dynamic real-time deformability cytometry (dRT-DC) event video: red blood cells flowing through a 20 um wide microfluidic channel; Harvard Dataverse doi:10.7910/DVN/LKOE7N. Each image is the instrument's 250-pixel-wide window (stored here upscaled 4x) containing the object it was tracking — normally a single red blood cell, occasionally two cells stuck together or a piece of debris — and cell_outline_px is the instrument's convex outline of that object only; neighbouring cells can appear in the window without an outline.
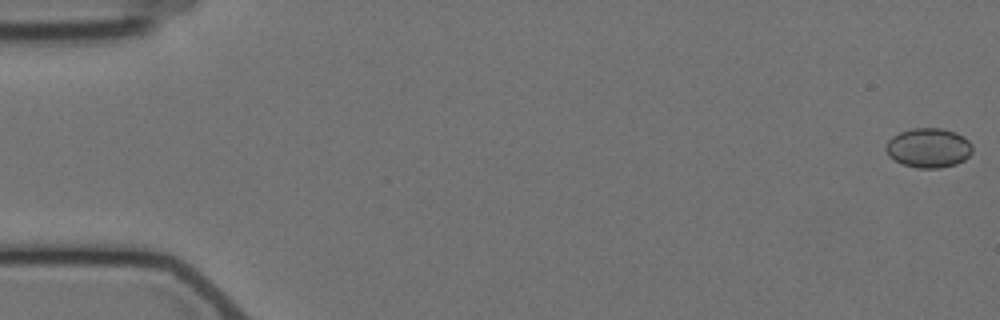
{"species": "Egyptian fruit bat (a non-hibernating species)", "species_latin": "Rousettus aegyptiacus", "temperature_condition": "cold", "stored_images_in_passage": 5, "camera_frame_rate_fps": 3000, "um_per_image_px": 0.085, "animal": {"sex": "female"}, "frame": {"image": 1, "passage_image": 1, "time_ms": 0.0, "image_size_px": [1000, 320], "cell_outline_px": [[972, 152], [964, 160], [956, 164], [940, 168], [916, 168], [904, 164], [888, 156], [884, 148], [888, 140], [892, 136], [900, 132], [912, 128], [940, 128], [956, 132], [964, 136], [972, 144]], "centroid_in_image_um": [78.93, 12.56], "position_along_channel_um": 6.1, "area_um2": 20.06}}